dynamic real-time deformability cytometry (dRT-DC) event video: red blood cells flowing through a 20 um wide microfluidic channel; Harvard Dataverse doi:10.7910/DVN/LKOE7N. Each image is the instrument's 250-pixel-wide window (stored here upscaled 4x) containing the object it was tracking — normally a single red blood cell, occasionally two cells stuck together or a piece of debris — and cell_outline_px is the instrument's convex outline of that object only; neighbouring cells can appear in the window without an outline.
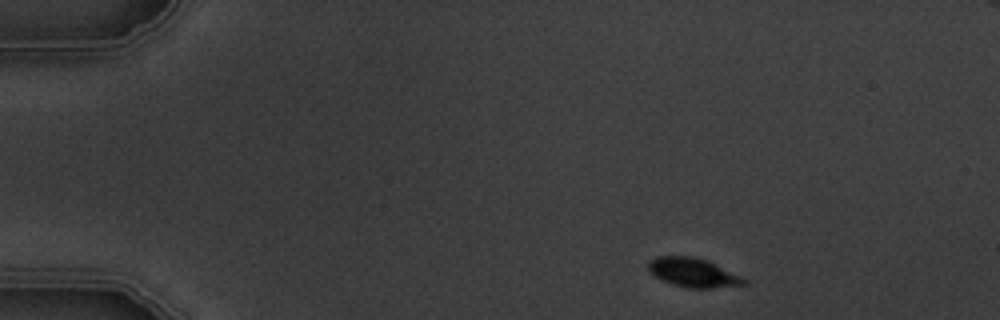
{"species": "common noctule bat (a hibernating species)", "species_latin": "Nyctalus noctula", "temperature_condition": "warm", "stored_images_in_passage": 5, "camera_frame_rate_fps": 3000, "um_per_image_px": 0.085, "animal": {"sex": "male", "body_mass_g": 19.5, "forearm_length_mm": 54.6}, "frame": {"image": 1, "passage_image": 1, "time_ms": 0.0, "image_size_px": [1000, 320], "cell_outline_px": [[748, 284], [712, 288], [684, 288], [672, 284], [656, 276], [648, 268], [648, 260], [656, 256], [692, 256], [708, 260], [748, 280]], "centroid_in_image_um": [58.93, 23.16], "position_along_channel_um": 26.1, "area_um2": 16.18}}
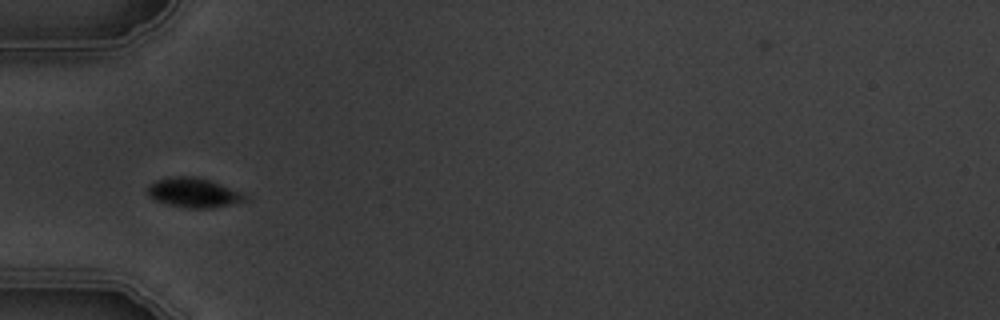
{"frame": {"image": 2, "passage_image": 4, "time_ms": 3.333, "image_size_px": [1000, 320], "cell_outline_px": [[244, 200], [228, 204], [208, 208], [188, 208], [168, 204], [156, 200], [148, 192], [148, 184], [156, 180], [172, 176], [196, 176], [220, 184], [240, 192], [244, 196]], "centroid_in_image_um": [16.38, 16.36], "position_along_channel_um": 68.6, "area_um2": 16.18}}